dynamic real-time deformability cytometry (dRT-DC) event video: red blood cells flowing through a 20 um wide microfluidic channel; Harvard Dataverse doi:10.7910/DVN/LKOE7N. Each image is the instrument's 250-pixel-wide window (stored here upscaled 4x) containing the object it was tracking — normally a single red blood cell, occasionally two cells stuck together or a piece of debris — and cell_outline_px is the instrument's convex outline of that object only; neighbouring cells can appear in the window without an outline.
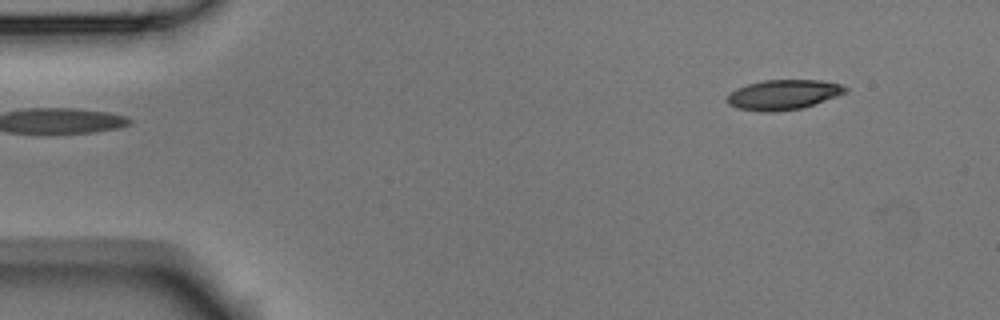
{"species": "Egyptian fruit bat (a non-hibernating species)", "species_latin": "Rousettus aegyptiacus", "temperature_condition": "room temperature", "stored_images_in_passage": 4, "camera_frame_rate_fps": 3000, "um_per_image_px": 0.085, "animal": {"sex": "male"}, "frame": {"image": 1, "passage_image": 4, "time_ms": 1.0, "image_size_px": [1000, 320], "cell_outline_px": [[848, 92], [800, 108], [772, 112], [764, 112], [736, 108], [728, 104], [724, 100], [736, 88], [748, 84], [764, 80], [820, 80], [840, 84], [848, 88]], "centroid_in_image_um": [66.55, 8.04], "position_along_channel_um": 18.5, "area_um2": 20.46}}